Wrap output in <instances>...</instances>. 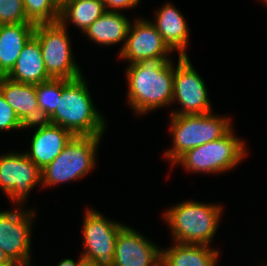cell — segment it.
Here are the masks:
<instances>
[{
	"mask_svg": "<svg viewBox=\"0 0 267 266\" xmlns=\"http://www.w3.org/2000/svg\"><path fill=\"white\" fill-rule=\"evenodd\" d=\"M169 57L145 58L129 65L128 103L138 114L172 102L174 67Z\"/></svg>",
	"mask_w": 267,
	"mask_h": 266,
	"instance_id": "obj_1",
	"label": "cell"
},
{
	"mask_svg": "<svg viewBox=\"0 0 267 266\" xmlns=\"http://www.w3.org/2000/svg\"><path fill=\"white\" fill-rule=\"evenodd\" d=\"M81 75L75 79H62L61 98L47 122L69 130L74 136H102L105 119L98 113Z\"/></svg>",
	"mask_w": 267,
	"mask_h": 266,
	"instance_id": "obj_2",
	"label": "cell"
},
{
	"mask_svg": "<svg viewBox=\"0 0 267 266\" xmlns=\"http://www.w3.org/2000/svg\"><path fill=\"white\" fill-rule=\"evenodd\" d=\"M221 209L217 204L185 201L167 210L164 218L177 243L209 245L218 229Z\"/></svg>",
	"mask_w": 267,
	"mask_h": 266,
	"instance_id": "obj_3",
	"label": "cell"
},
{
	"mask_svg": "<svg viewBox=\"0 0 267 266\" xmlns=\"http://www.w3.org/2000/svg\"><path fill=\"white\" fill-rule=\"evenodd\" d=\"M229 120L212 113L171 115L174 145L166 151L165 157L173 165L186 151L222 138L232 129Z\"/></svg>",
	"mask_w": 267,
	"mask_h": 266,
	"instance_id": "obj_4",
	"label": "cell"
},
{
	"mask_svg": "<svg viewBox=\"0 0 267 266\" xmlns=\"http://www.w3.org/2000/svg\"><path fill=\"white\" fill-rule=\"evenodd\" d=\"M100 136H74L42 171L44 186L79 179L93 169Z\"/></svg>",
	"mask_w": 267,
	"mask_h": 266,
	"instance_id": "obj_5",
	"label": "cell"
},
{
	"mask_svg": "<svg viewBox=\"0 0 267 266\" xmlns=\"http://www.w3.org/2000/svg\"><path fill=\"white\" fill-rule=\"evenodd\" d=\"M246 153L243 140L231 129L222 138L186 151L174 164L192 172L219 173L235 167Z\"/></svg>",
	"mask_w": 267,
	"mask_h": 266,
	"instance_id": "obj_6",
	"label": "cell"
},
{
	"mask_svg": "<svg viewBox=\"0 0 267 266\" xmlns=\"http://www.w3.org/2000/svg\"><path fill=\"white\" fill-rule=\"evenodd\" d=\"M41 46L42 57L51 78L75 79L82 75L73 59L66 24H37L34 35Z\"/></svg>",
	"mask_w": 267,
	"mask_h": 266,
	"instance_id": "obj_7",
	"label": "cell"
},
{
	"mask_svg": "<svg viewBox=\"0 0 267 266\" xmlns=\"http://www.w3.org/2000/svg\"><path fill=\"white\" fill-rule=\"evenodd\" d=\"M83 224L84 261L110 266L115 255V243L119 231L125 226L107 220L94 210H86Z\"/></svg>",
	"mask_w": 267,
	"mask_h": 266,
	"instance_id": "obj_8",
	"label": "cell"
},
{
	"mask_svg": "<svg viewBox=\"0 0 267 266\" xmlns=\"http://www.w3.org/2000/svg\"><path fill=\"white\" fill-rule=\"evenodd\" d=\"M207 89L200 75L195 71L189 57L180 56L174 68V89L172 102L177 101L183 109L171 115H194L211 113Z\"/></svg>",
	"mask_w": 267,
	"mask_h": 266,
	"instance_id": "obj_9",
	"label": "cell"
},
{
	"mask_svg": "<svg viewBox=\"0 0 267 266\" xmlns=\"http://www.w3.org/2000/svg\"><path fill=\"white\" fill-rule=\"evenodd\" d=\"M42 171L25 153L0 156V187L14 202L21 203L38 183Z\"/></svg>",
	"mask_w": 267,
	"mask_h": 266,
	"instance_id": "obj_10",
	"label": "cell"
},
{
	"mask_svg": "<svg viewBox=\"0 0 267 266\" xmlns=\"http://www.w3.org/2000/svg\"><path fill=\"white\" fill-rule=\"evenodd\" d=\"M34 216V210L26 212L22 208L0 211V248L11 262L30 263V226Z\"/></svg>",
	"mask_w": 267,
	"mask_h": 266,
	"instance_id": "obj_11",
	"label": "cell"
},
{
	"mask_svg": "<svg viewBox=\"0 0 267 266\" xmlns=\"http://www.w3.org/2000/svg\"><path fill=\"white\" fill-rule=\"evenodd\" d=\"M172 51L152 22L137 19L134 25L130 24L119 53L120 58L132 64L145 58L167 57Z\"/></svg>",
	"mask_w": 267,
	"mask_h": 266,
	"instance_id": "obj_12",
	"label": "cell"
},
{
	"mask_svg": "<svg viewBox=\"0 0 267 266\" xmlns=\"http://www.w3.org/2000/svg\"><path fill=\"white\" fill-rule=\"evenodd\" d=\"M110 266H161V250L133 228L124 226L117 236Z\"/></svg>",
	"mask_w": 267,
	"mask_h": 266,
	"instance_id": "obj_13",
	"label": "cell"
},
{
	"mask_svg": "<svg viewBox=\"0 0 267 266\" xmlns=\"http://www.w3.org/2000/svg\"><path fill=\"white\" fill-rule=\"evenodd\" d=\"M0 92L13 108L24 128L47 122L38 106L34 84L17 82L1 76Z\"/></svg>",
	"mask_w": 267,
	"mask_h": 266,
	"instance_id": "obj_14",
	"label": "cell"
},
{
	"mask_svg": "<svg viewBox=\"0 0 267 266\" xmlns=\"http://www.w3.org/2000/svg\"><path fill=\"white\" fill-rule=\"evenodd\" d=\"M37 125L39 127L31 140V151L25 154L40 170H43L62 152L74 135L69 130L49 122Z\"/></svg>",
	"mask_w": 267,
	"mask_h": 266,
	"instance_id": "obj_15",
	"label": "cell"
},
{
	"mask_svg": "<svg viewBox=\"0 0 267 266\" xmlns=\"http://www.w3.org/2000/svg\"><path fill=\"white\" fill-rule=\"evenodd\" d=\"M6 77L34 85L51 79L44 65L41 46L34 36L24 45L15 66Z\"/></svg>",
	"mask_w": 267,
	"mask_h": 266,
	"instance_id": "obj_16",
	"label": "cell"
},
{
	"mask_svg": "<svg viewBox=\"0 0 267 266\" xmlns=\"http://www.w3.org/2000/svg\"><path fill=\"white\" fill-rule=\"evenodd\" d=\"M35 24L16 23L0 25V75L6 76L27 41L34 35Z\"/></svg>",
	"mask_w": 267,
	"mask_h": 266,
	"instance_id": "obj_17",
	"label": "cell"
},
{
	"mask_svg": "<svg viewBox=\"0 0 267 266\" xmlns=\"http://www.w3.org/2000/svg\"><path fill=\"white\" fill-rule=\"evenodd\" d=\"M153 23L164 41L172 50H178L180 56H187L189 42L188 27L182 14L172 4H165L156 14Z\"/></svg>",
	"mask_w": 267,
	"mask_h": 266,
	"instance_id": "obj_18",
	"label": "cell"
},
{
	"mask_svg": "<svg viewBox=\"0 0 267 266\" xmlns=\"http://www.w3.org/2000/svg\"><path fill=\"white\" fill-rule=\"evenodd\" d=\"M175 243L161 250V266H216L219 251L210 245Z\"/></svg>",
	"mask_w": 267,
	"mask_h": 266,
	"instance_id": "obj_19",
	"label": "cell"
},
{
	"mask_svg": "<svg viewBox=\"0 0 267 266\" xmlns=\"http://www.w3.org/2000/svg\"><path fill=\"white\" fill-rule=\"evenodd\" d=\"M130 21L118 11H106L84 32L100 45H113L127 38Z\"/></svg>",
	"mask_w": 267,
	"mask_h": 266,
	"instance_id": "obj_20",
	"label": "cell"
},
{
	"mask_svg": "<svg viewBox=\"0 0 267 266\" xmlns=\"http://www.w3.org/2000/svg\"><path fill=\"white\" fill-rule=\"evenodd\" d=\"M105 12L102 0H62L59 22L65 24L67 20H71L85 32Z\"/></svg>",
	"mask_w": 267,
	"mask_h": 266,
	"instance_id": "obj_21",
	"label": "cell"
},
{
	"mask_svg": "<svg viewBox=\"0 0 267 266\" xmlns=\"http://www.w3.org/2000/svg\"><path fill=\"white\" fill-rule=\"evenodd\" d=\"M27 20L35 25L59 21L58 0H23Z\"/></svg>",
	"mask_w": 267,
	"mask_h": 266,
	"instance_id": "obj_22",
	"label": "cell"
},
{
	"mask_svg": "<svg viewBox=\"0 0 267 266\" xmlns=\"http://www.w3.org/2000/svg\"><path fill=\"white\" fill-rule=\"evenodd\" d=\"M38 106L47 120L56 110L58 98H61L62 79L51 78L35 85Z\"/></svg>",
	"mask_w": 267,
	"mask_h": 266,
	"instance_id": "obj_23",
	"label": "cell"
},
{
	"mask_svg": "<svg viewBox=\"0 0 267 266\" xmlns=\"http://www.w3.org/2000/svg\"><path fill=\"white\" fill-rule=\"evenodd\" d=\"M31 23L27 20L23 0H0V25Z\"/></svg>",
	"mask_w": 267,
	"mask_h": 266,
	"instance_id": "obj_24",
	"label": "cell"
},
{
	"mask_svg": "<svg viewBox=\"0 0 267 266\" xmlns=\"http://www.w3.org/2000/svg\"><path fill=\"white\" fill-rule=\"evenodd\" d=\"M21 128H24L21 121L0 92V130H14Z\"/></svg>",
	"mask_w": 267,
	"mask_h": 266,
	"instance_id": "obj_25",
	"label": "cell"
},
{
	"mask_svg": "<svg viewBox=\"0 0 267 266\" xmlns=\"http://www.w3.org/2000/svg\"><path fill=\"white\" fill-rule=\"evenodd\" d=\"M102 1L106 11H115V12L118 9L133 8L139 3V0H102ZM107 7L112 8L113 10L107 9Z\"/></svg>",
	"mask_w": 267,
	"mask_h": 266,
	"instance_id": "obj_26",
	"label": "cell"
},
{
	"mask_svg": "<svg viewBox=\"0 0 267 266\" xmlns=\"http://www.w3.org/2000/svg\"><path fill=\"white\" fill-rule=\"evenodd\" d=\"M84 261V258L81 256L78 262H75L74 260L70 259H63L58 263V266H80L82 262Z\"/></svg>",
	"mask_w": 267,
	"mask_h": 266,
	"instance_id": "obj_27",
	"label": "cell"
},
{
	"mask_svg": "<svg viewBox=\"0 0 267 266\" xmlns=\"http://www.w3.org/2000/svg\"><path fill=\"white\" fill-rule=\"evenodd\" d=\"M12 262L7 258L0 248V266H9Z\"/></svg>",
	"mask_w": 267,
	"mask_h": 266,
	"instance_id": "obj_28",
	"label": "cell"
},
{
	"mask_svg": "<svg viewBox=\"0 0 267 266\" xmlns=\"http://www.w3.org/2000/svg\"><path fill=\"white\" fill-rule=\"evenodd\" d=\"M80 266H106L104 264L100 263H94V262H88V261H83Z\"/></svg>",
	"mask_w": 267,
	"mask_h": 266,
	"instance_id": "obj_29",
	"label": "cell"
},
{
	"mask_svg": "<svg viewBox=\"0 0 267 266\" xmlns=\"http://www.w3.org/2000/svg\"><path fill=\"white\" fill-rule=\"evenodd\" d=\"M9 266H30V263L12 262Z\"/></svg>",
	"mask_w": 267,
	"mask_h": 266,
	"instance_id": "obj_30",
	"label": "cell"
}]
</instances>
